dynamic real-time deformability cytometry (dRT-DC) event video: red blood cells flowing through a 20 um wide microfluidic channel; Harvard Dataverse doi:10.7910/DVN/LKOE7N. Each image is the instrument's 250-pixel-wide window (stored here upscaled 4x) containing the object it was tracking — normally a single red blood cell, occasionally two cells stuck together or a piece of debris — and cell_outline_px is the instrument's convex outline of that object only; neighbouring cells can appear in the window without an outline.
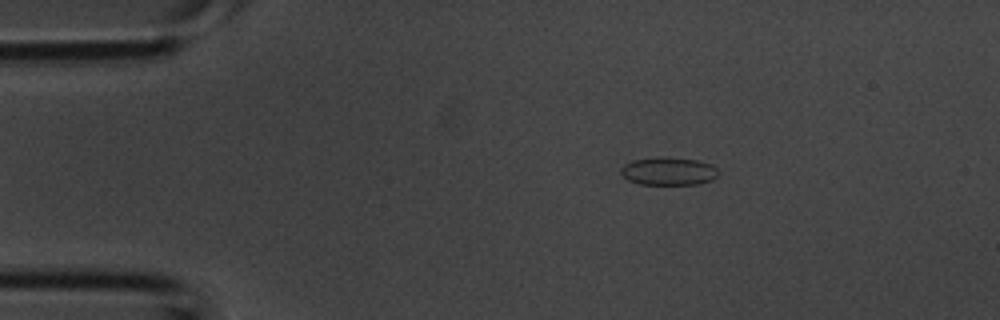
{"species": "common noctule bat (a hibernating species)", "species_latin": "Nyctalus noctula", "temperature_condition": "room temperature", "stored_images_in_passage": 33, "camera_frame_rate_fps": 3000, "um_per_image_px": 0.085, "animal": {"sex": "male", "body_mass_g": 20.1, "forearm_length_mm": 53.5}, "frame": {"image": 1, "passage_image": 1, "time_ms": 0.0, "image_size_px": [1000, 320], "cell_outline_px": [[720, 172], [712, 180], [700, 184], [640, 184], [628, 180], [620, 172], [620, 168], [624, 164], [632, 160], [664, 156], [668, 156], [696, 160], [708, 164], [716, 168]], "centroid_in_image_um": [56.81, 14.54], "position_along_channel_um": 28.2, "area_um2": 15.95}}
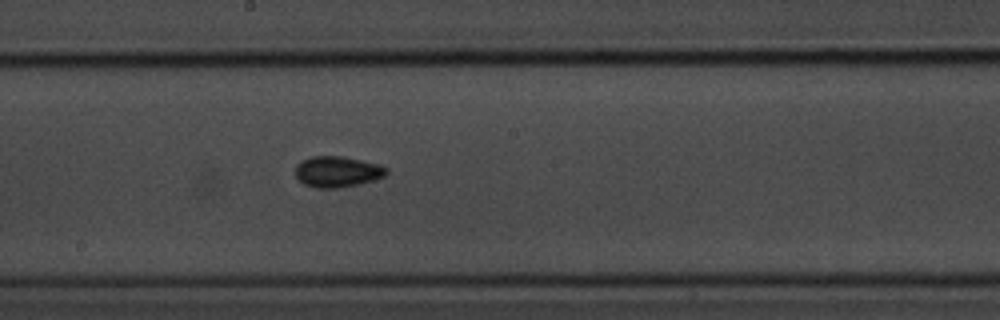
{"frame": {"image": 2, "passage_image": 15, "time_ms": 4.667, "image_size_px": [1000, 320], "cell_outline_px": [[388, 172], [384, 176], [372, 180], [356, 184], [336, 188], [316, 188], [304, 184], [296, 176], [296, 164], [300, 160], [312, 156], [344, 156], [380, 164], [388, 168]], "centroid_in_image_um": [28.66, 14.57], "position_along_channel_um": 219.5, "area_um2": 16.42}}
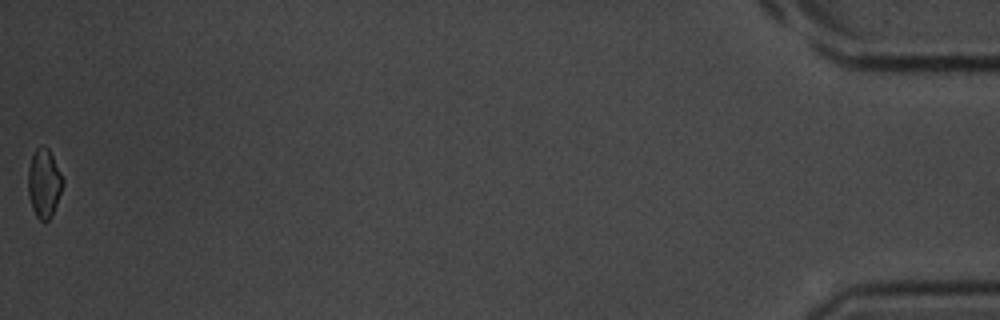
{"frame": {"image": 3, "passage_image": 33, "time_ms": 10.667, "image_size_px": [1000, 320], "cell_outline_px": [[64, 184], [52, 216], [48, 220], [40, 220], [36, 216], [32, 208], [28, 196], [28, 168], [32, 156], [36, 148], [40, 144], [44, 144], [48, 148], [64, 180]], "centroid_in_image_um": [3.74, 15.56], "position_along_channel_um": 431.5, "area_um2": 13.99}}